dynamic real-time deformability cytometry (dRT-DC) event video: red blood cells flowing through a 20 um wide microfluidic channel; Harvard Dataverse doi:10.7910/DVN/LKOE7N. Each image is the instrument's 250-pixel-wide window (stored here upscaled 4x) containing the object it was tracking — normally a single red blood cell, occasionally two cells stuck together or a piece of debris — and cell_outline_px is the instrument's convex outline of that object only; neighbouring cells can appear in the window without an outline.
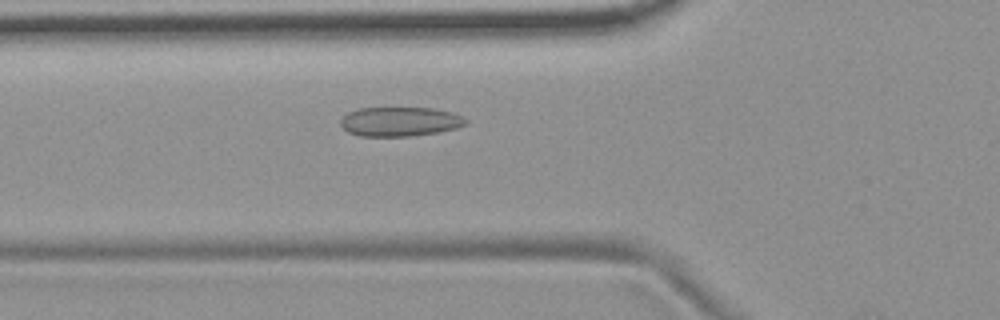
{"species": "common noctule bat (a hibernating species)", "species_latin": "Nyctalus noctula", "temperature_condition": "room temperature", "stored_images_in_passage": 51, "camera_frame_rate_fps": 3000, "um_per_image_px": 0.085, "animal": {"sex": "female", "body_mass_g": 19.9}, "frame": {"image": 1, "passage_image": 16, "time_ms": 5.0, "image_size_px": [1000, 320], "cell_outline_px": [[468, 124], [456, 128], [436, 132], [408, 136], [360, 136], [348, 132], [340, 124], [340, 120], [348, 112], [360, 108], [432, 108], [452, 112], [468, 120]], "centroid_in_image_um": [33.99, 10.33], "position_along_channel_um": 91.8, "area_um2": 21.27}}
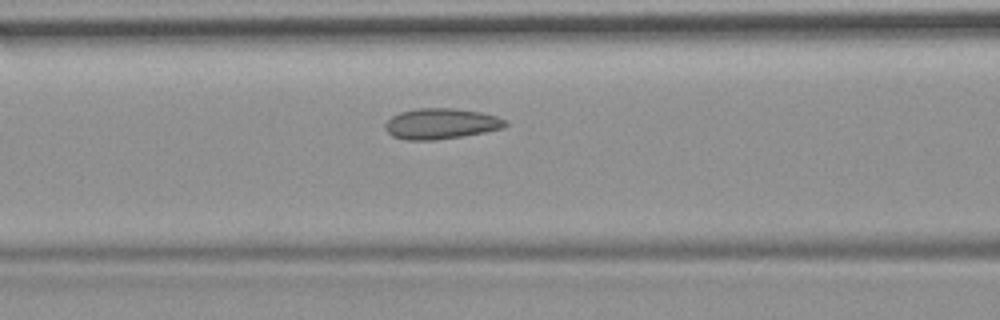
{"frame": {"image": 2, "passage_image": 19, "time_ms": 6.0, "image_size_px": [1000, 320], "cell_outline_px": [[508, 124], [504, 128], [484, 132], [436, 140], [404, 140], [392, 136], [384, 128], [384, 124], [392, 116], [400, 112], [416, 108], [452, 108], [480, 112], [496, 116], [504, 120]], "centroid_in_image_um": [37.44, 10.51], "position_along_channel_um": 129.2, "area_um2": 21.44}}
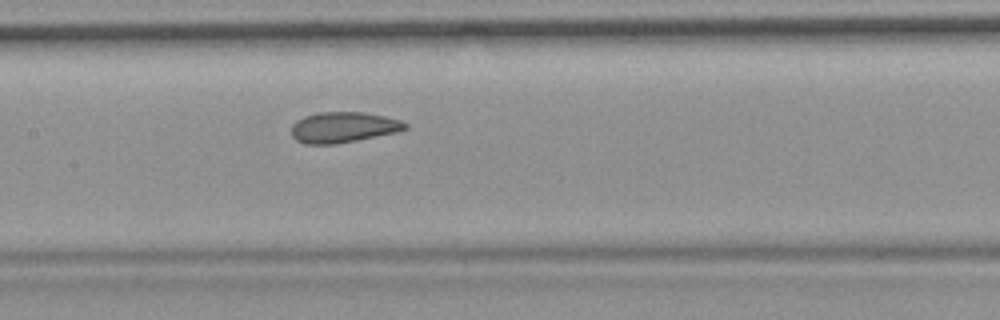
{"frame": {"image": 3, "passage_image": 23, "time_ms": 7.333, "image_size_px": [1000, 320], "cell_outline_px": [[408, 128], [396, 132], [336, 144], [304, 144], [296, 140], [292, 136], [292, 124], [296, 120], [304, 116], [320, 112], [364, 112], [384, 116], [400, 120], [408, 124]], "centroid_in_image_um": [29.16, 10.82], "position_along_channel_um": 178.2, "area_um2": 20.29}, "authors_computed_cell_mechanics": {"area_um2": 21.2126, "velocity_mm_per_s": 3.6934, "shape_relaxation_time_tau1_ms": null, "shape_relaxation_time_tau2_ms": 1.6543, "deformation_change_tau1": null, "deformation_change_tau2": 0.0746}}